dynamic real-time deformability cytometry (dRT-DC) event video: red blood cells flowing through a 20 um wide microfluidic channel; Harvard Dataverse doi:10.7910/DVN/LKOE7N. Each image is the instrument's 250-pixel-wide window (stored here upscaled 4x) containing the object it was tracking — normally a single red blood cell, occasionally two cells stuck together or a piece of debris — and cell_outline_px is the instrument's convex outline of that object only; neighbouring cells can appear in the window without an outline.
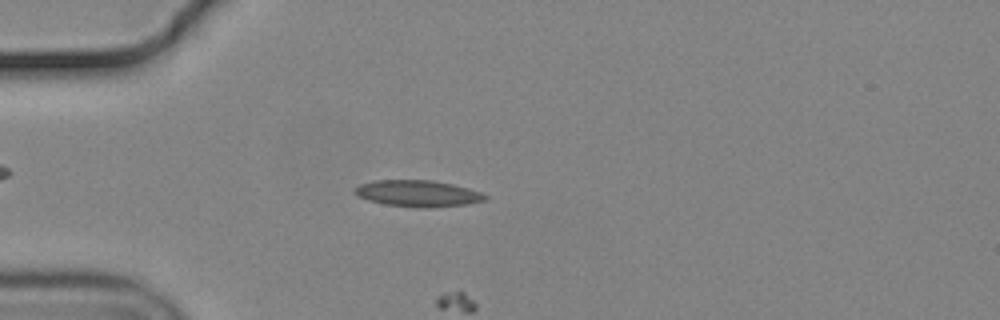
{"species": "common noctule bat (a hibernating species)", "species_latin": "Nyctalus noctula", "temperature_condition": "cold", "stored_images_in_passage": 22, "camera_frame_rate_fps": 3000, "um_per_image_px": 0.085, "animal": {"sex": "male", "body_mass_g": 19.2, "forearm_length_mm": 51.8}, "frame": {"image": 1, "passage_image": 15, "time_ms": 4.667, "image_size_px": [1000, 320], "cell_outline_px": [[488, 200], [468, 204], [432, 208], [416, 208], [384, 204], [368, 200], [356, 196], [352, 192], [360, 184], [376, 180], [432, 180], [452, 184], [468, 188], [480, 192], [488, 196]], "centroid_in_image_um": [35.52, 16.46], "position_along_channel_um": 49.5, "area_um2": 20.35}}